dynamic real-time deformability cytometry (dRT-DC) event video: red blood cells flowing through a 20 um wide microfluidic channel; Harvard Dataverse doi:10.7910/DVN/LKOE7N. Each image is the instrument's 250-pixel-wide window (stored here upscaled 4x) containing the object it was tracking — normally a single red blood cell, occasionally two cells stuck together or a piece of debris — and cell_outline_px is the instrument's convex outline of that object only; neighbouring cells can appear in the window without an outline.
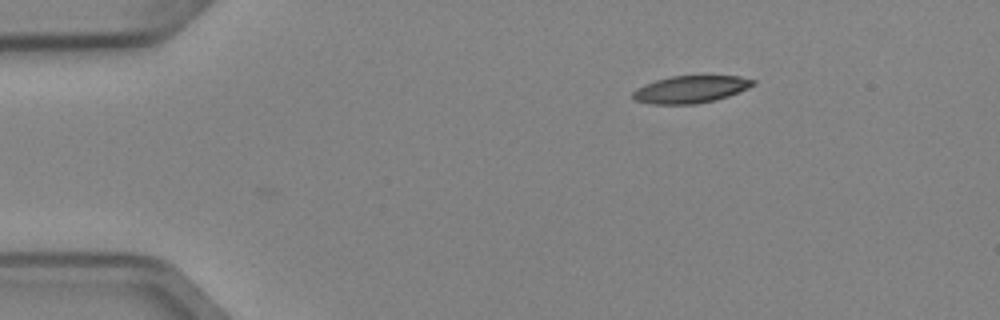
{"species": "Egyptian fruit bat (a non-hibernating species)", "species_latin": "Rousettus aegyptiacus", "temperature_condition": "cold", "stored_images_in_passage": 3, "camera_frame_rate_fps": 3000, "um_per_image_px": 0.085, "animal": {"sex": "female"}, "frame": {"image": 1, "passage_image": 3, "time_ms": 0.667, "image_size_px": [1000, 320], "cell_outline_px": [[756, 84], [748, 88], [728, 96], [696, 104], [652, 104], [636, 100], [632, 96], [632, 92], [636, 88], [644, 84], [656, 80], [672, 76], [740, 76], [756, 80]], "centroid_in_image_um": [58.7, 7.59], "position_along_channel_um": 26.3, "area_um2": 19.02}}